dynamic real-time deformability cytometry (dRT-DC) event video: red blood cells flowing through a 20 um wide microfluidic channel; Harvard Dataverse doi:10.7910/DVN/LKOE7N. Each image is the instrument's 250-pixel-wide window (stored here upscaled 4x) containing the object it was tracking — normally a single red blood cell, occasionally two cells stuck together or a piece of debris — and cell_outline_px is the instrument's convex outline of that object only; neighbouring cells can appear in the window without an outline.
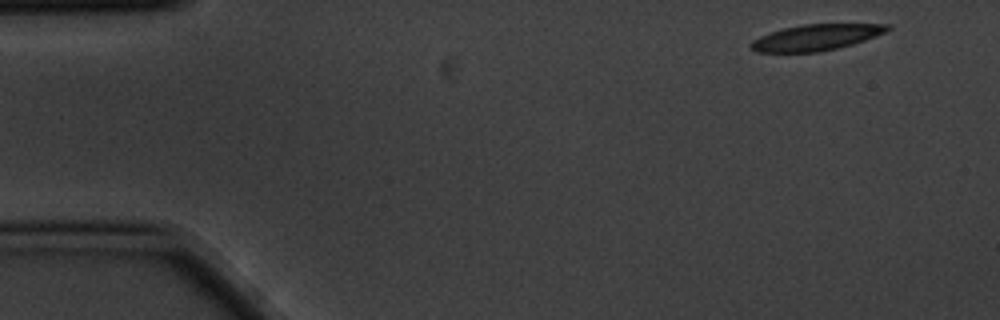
{"species": "common noctule bat (a hibernating species)", "species_latin": "Nyctalus noctula", "temperature_condition": "cold", "stored_images_in_passage": 2, "camera_frame_rate_fps": 3000, "um_per_image_px": 0.085, "animal": {"sex": "male", "body_mass_g": 20.1, "forearm_length_mm": 53.5}, "frame": {"image": 1, "passage_image": 2, "time_ms": 0.333, "image_size_px": [1000, 320], "cell_outline_px": [[892, 28], [884, 32], [864, 40], [852, 44], [820, 52], [756, 52], [748, 44], [752, 40], [760, 36], [784, 28], [804, 24], [888, 24]], "centroid_in_image_um": [69.33, 3.18], "position_along_channel_um": 15.7, "area_um2": 20.46}}